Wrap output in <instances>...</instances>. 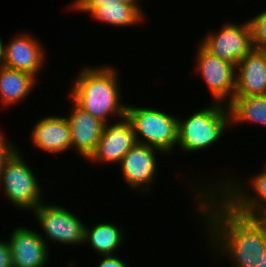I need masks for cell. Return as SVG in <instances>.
<instances>
[{"instance_id": "9", "label": "cell", "mask_w": 266, "mask_h": 267, "mask_svg": "<svg viewBox=\"0 0 266 267\" xmlns=\"http://www.w3.org/2000/svg\"><path fill=\"white\" fill-rule=\"evenodd\" d=\"M198 43L214 56L235 66L255 48L252 31L247 20L239 25L227 21L219 31H209Z\"/></svg>"}, {"instance_id": "5", "label": "cell", "mask_w": 266, "mask_h": 267, "mask_svg": "<svg viewBox=\"0 0 266 267\" xmlns=\"http://www.w3.org/2000/svg\"><path fill=\"white\" fill-rule=\"evenodd\" d=\"M178 118L165 111L127 105L126 119L130 122L137 143L172 154L178 143ZM141 135V136H140Z\"/></svg>"}, {"instance_id": "21", "label": "cell", "mask_w": 266, "mask_h": 267, "mask_svg": "<svg viewBox=\"0 0 266 267\" xmlns=\"http://www.w3.org/2000/svg\"><path fill=\"white\" fill-rule=\"evenodd\" d=\"M252 31L253 45L256 49H266V9L248 20Z\"/></svg>"}, {"instance_id": "8", "label": "cell", "mask_w": 266, "mask_h": 267, "mask_svg": "<svg viewBox=\"0 0 266 267\" xmlns=\"http://www.w3.org/2000/svg\"><path fill=\"white\" fill-rule=\"evenodd\" d=\"M197 46L194 60L196 74H200L211 93V102L228 105L236 90V66L214 56L200 43Z\"/></svg>"}, {"instance_id": "12", "label": "cell", "mask_w": 266, "mask_h": 267, "mask_svg": "<svg viewBox=\"0 0 266 267\" xmlns=\"http://www.w3.org/2000/svg\"><path fill=\"white\" fill-rule=\"evenodd\" d=\"M136 144L130 122L123 118L105 124L95 151L88 158L99 164H119L124 155Z\"/></svg>"}, {"instance_id": "11", "label": "cell", "mask_w": 266, "mask_h": 267, "mask_svg": "<svg viewBox=\"0 0 266 267\" xmlns=\"http://www.w3.org/2000/svg\"><path fill=\"white\" fill-rule=\"evenodd\" d=\"M32 35L24 31L4 44L3 66L27 72L38 78L42 68L47 64V51L41 41Z\"/></svg>"}, {"instance_id": "26", "label": "cell", "mask_w": 266, "mask_h": 267, "mask_svg": "<svg viewBox=\"0 0 266 267\" xmlns=\"http://www.w3.org/2000/svg\"><path fill=\"white\" fill-rule=\"evenodd\" d=\"M4 64V44L0 36V66Z\"/></svg>"}, {"instance_id": "15", "label": "cell", "mask_w": 266, "mask_h": 267, "mask_svg": "<svg viewBox=\"0 0 266 267\" xmlns=\"http://www.w3.org/2000/svg\"><path fill=\"white\" fill-rule=\"evenodd\" d=\"M33 146L42 152L60 154L72 149L71 130L65 116L49 115L37 120L31 129Z\"/></svg>"}, {"instance_id": "3", "label": "cell", "mask_w": 266, "mask_h": 267, "mask_svg": "<svg viewBox=\"0 0 266 267\" xmlns=\"http://www.w3.org/2000/svg\"><path fill=\"white\" fill-rule=\"evenodd\" d=\"M262 168L259 173L249 177L247 182L237 177L234 179L229 176L226 179L222 176L221 180L216 178L219 181L214 180L213 184H207L206 181L204 183L203 180L200 185L195 182L192 188L194 187L196 192L214 191L236 213L249 218L263 219L266 218V162Z\"/></svg>"}, {"instance_id": "17", "label": "cell", "mask_w": 266, "mask_h": 267, "mask_svg": "<svg viewBox=\"0 0 266 267\" xmlns=\"http://www.w3.org/2000/svg\"><path fill=\"white\" fill-rule=\"evenodd\" d=\"M37 80L27 72L0 66V105L7 107L25 101Z\"/></svg>"}, {"instance_id": "6", "label": "cell", "mask_w": 266, "mask_h": 267, "mask_svg": "<svg viewBox=\"0 0 266 267\" xmlns=\"http://www.w3.org/2000/svg\"><path fill=\"white\" fill-rule=\"evenodd\" d=\"M31 169L17 148L5 161L0 175V188L4 196L20 211H33L45 201L40 180Z\"/></svg>"}, {"instance_id": "18", "label": "cell", "mask_w": 266, "mask_h": 267, "mask_svg": "<svg viewBox=\"0 0 266 267\" xmlns=\"http://www.w3.org/2000/svg\"><path fill=\"white\" fill-rule=\"evenodd\" d=\"M139 2H119L117 4H105L95 8L89 15L97 22L112 25L111 27H130L145 23L148 18L141 9Z\"/></svg>"}, {"instance_id": "20", "label": "cell", "mask_w": 266, "mask_h": 267, "mask_svg": "<svg viewBox=\"0 0 266 267\" xmlns=\"http://www.w3.org/2000/svg\"><path fill=\"white\" fill-rule=\"evenodd\" d=\"M231 126L238 124H260L266 127V94L256 96H234L228 104Z\"/></svg>"}, {"instance_id": "4", "label": "cell", "mask_w": 266, "mask_h": 267, "mask_svg": "<svg viewBox=\"0 0 266 267\" xmlns=\"http://www.w3.org/2000/svg\"><path fill=\"white\" fill-rule=\"evenodd\" d=\"M231 128L228 105L212 102L185 119L178 118L180 150L199 152L215 146L227 128Z\"/></svg>"}, {"instance_id": "25", "label": "cell", "mask_w": 266, "mask_h": 267, "mask_svg": "<svg viewBox=\"0 0 266 267\" xmlns=\"http://www.w3.org/2000/svg\"><path fill=\"white\" fill-rule=\"evenodd\" d=\"M97 267H129V265L116 254L102 255Z\"/></svg>"}, {"instance_id": "7", "label": "cell", "mask_w": 266, "mask_h": 267, "mask_svg": "<svg viewBox=\"0 0 266 267\" xmlns=\"http://www.w3.org/2000/svg\"><path fill=\"white\" fill-rule=\"evenodd\" d=\"M43 234L39 233L45 243L64 245H82L85 239V222L65 206L46 204L44 201L32 211ZM45 237V238H44ZM49 240V241H48ZM49 242V243H48Z\"/></svg>"}, {"instance_id": "10", "label": "cell", "mask_w": 266, "mask_h": 267, "mask_svg": "<svg viewBox=\"0 0 266 267\" xmlns=\"http://www.w3.org/2000/svg\"><path fill=\"white\" fill-rule=\"evenodd\" d=\"M157 152L163 155L156 148L136 142L119 163L121 167L120 172H122L121 177H123L125 184L135 191L149 192L148 190H151V186L156 181V172L159 169L157 163L158 157H156L158 156Z\"/></svg>"}, {"instance_id": "23", "label": "cell", "mask_w": 266, "mask_h": 267, "mask_svg": "<svg viewBox=\"0 0 266 267\" xmlns=\"http://www.w3.org/2000/svg\"><path fill=\"white\" fill-rule=\"evenodd\" d=\"M5 137L3 132L0 133V175L4 167L5 161L11 156V154L19 147L14 142ZM14 143V144H13Z\"/></svg>"}, {"instance_id": "27", "label": "cell", "mask_w": 266, "mask_h": 267, "mask_svg": "<svg viewBox=\"0 0 266 267\" xmlns=\"http://www.w3.org/2000/svg\"><path fill=\"white\" fill-rule=\"evenodd\" d=\"M256 267H266V250Z\"/></svg>"}, {"instance_id": "2", "label": "cell", "mask_w": 266, "mask_h": 267, "mask_svg": "<svg viewBox=\"0 0 266 267\" xmlns=\"http://www.w3.org/2000/svg\"><path fill=\"white\" fill-rule=\"evenodd\" d=\"M104 65L82 67L74 77L69 97L81 109L108 124L112 116L119 120L126 118L127 104L121 103L117 69Z\"/></svg>"}, {"instance_id": "24", "label": "cell", "mask_w": 266, "mask_h": 267, "mask_svg": "<svg viewBox=\"0 0 266 267\" xmlns=\"http://www.w3.org/2000/svg\"><path fill=\"white\" fill-rule=\"evenodd\" d=\"M0 267H13L11 248L8 240H0Z\"/></svg>"}, {"instance_id": "19", "label": "cell", "mask_w": 266, "mask_h": 267, "mask_svg": "<svg viewBox=\"0 0 266 267\" xmlns=\"http://www.w3.org/2000/svg\"><path fill=\"white\" fill-rule=\"evenodd\" d=\"M124 232L117 224L99 222L91 227L86 226L84 244H89L99 256L114 255L125 241Z\"/></svg>"}, {"instance_id": "16", "label": "cell", "mask_w": 266, "mask_h": 267, "mask_svg": "<svg viewBox=\"0 0 266 267\" xmlns=\"http://www.w3.org/2000/svg\"><path fill=\"white\" fill-rule=\"evenodd\" d=\"M266 94V52L254 48L236 66L234 96Z\"/></svg>"}, {"instance_id": "22", "label": "cell", "mask_w": 266, "mask_h": 267, "mask_svg": "<svg viewBox=\"0 0 266 267\" xmlns=\"http://www.w3.org/2000/svg\"><path fill=\"white\" fill-rule=\"evenodd\" d=\"M139 0H72L69 4L70 9L90 14L95 8L105 4H117L119 2H138Z\"/></svg>"}, {"instance_id": "13", "label": "cell", "mask_w": 266, "mask_h": 267, "mask_svg": "<svg viewBox=\"0 0 266 267\" xmlns=\"http://www.w3.org/2000/svg\"><path fill=\"white\" fill-rule=\"evenodd\" d=\"M11 248L13 267H45L50 261V247L34 231L25 227H16L8 239Z\"/></svg>"}, {"instance_id": "14", "label": "cell", "mask_w": 266, "mask_h": 267, "mask_svg": "<svg viewBox=\"0 0 266 267\" xmlns=\"http://www.w3.org/2000/svg\"><path fill=\"white\" fill-rule=\"evenodd\" d=\"M70 114L65 115L71 130L72 150L84 160L95 151L101 138L105 123L77 106L71 99Z\"/></svg>"}, {"instance_id": "1", "label": "cell", "mask_w": 266, "mask_h": 267, "mask_svg": "<svg viewBox=\"0 0 266 267\" xmlns=\"http://www.w3.org/2000/svg\"><path fill=\"white\" fill-rule=\"evenodd\" d=\"M193 193L209 249L224 255L232 267H256L266 250L265 221L236 213L214 191Z\"/></svg>"}]
</instances>
